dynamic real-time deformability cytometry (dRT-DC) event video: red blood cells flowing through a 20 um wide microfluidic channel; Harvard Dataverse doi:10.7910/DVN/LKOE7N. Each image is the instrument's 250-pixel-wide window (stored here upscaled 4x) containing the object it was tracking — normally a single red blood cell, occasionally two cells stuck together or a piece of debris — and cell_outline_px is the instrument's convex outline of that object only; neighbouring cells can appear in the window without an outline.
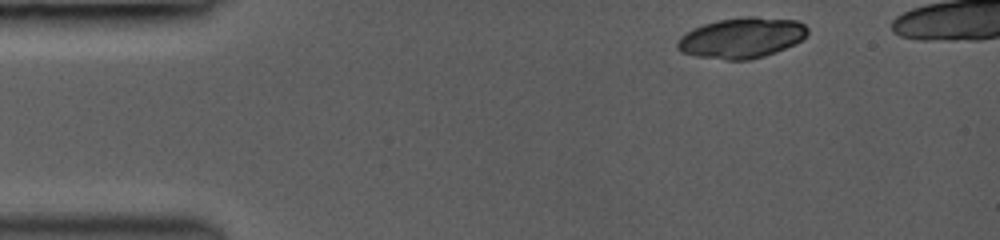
{"species": "common noctule bat (a hibernating species)", "species_latin": "Nyctalus noctula", "temperature_condition": "room temperature", "stored_images_in_passage": 5, "camera_frame_rate_fps": 3000, "um_per_image_px": 0.085, "animal": {"sex": "female", "body_mass_g": 19.0, "forearm_length_mm": 53.3}, "frame": {"image": 1, "passage_image": 1, "time_ms": 0.0, "image_size_px": [1000, 240], "cell_outline_px": [[808, 32], [800, 40], [776, 52], [764, 56], [748, 60], [728, 60], [696, 56], [680, 52], [676, 48], [676, 40], [680, 36], [692, 28], [716, 20], [744, 16], [756, 16], [796, 20], [804, 24], [808, 28]], "centroid_in_image_um": [62.99, 3.21], "position_along_channel_um": 22.0, "area_um2": 30.92}}